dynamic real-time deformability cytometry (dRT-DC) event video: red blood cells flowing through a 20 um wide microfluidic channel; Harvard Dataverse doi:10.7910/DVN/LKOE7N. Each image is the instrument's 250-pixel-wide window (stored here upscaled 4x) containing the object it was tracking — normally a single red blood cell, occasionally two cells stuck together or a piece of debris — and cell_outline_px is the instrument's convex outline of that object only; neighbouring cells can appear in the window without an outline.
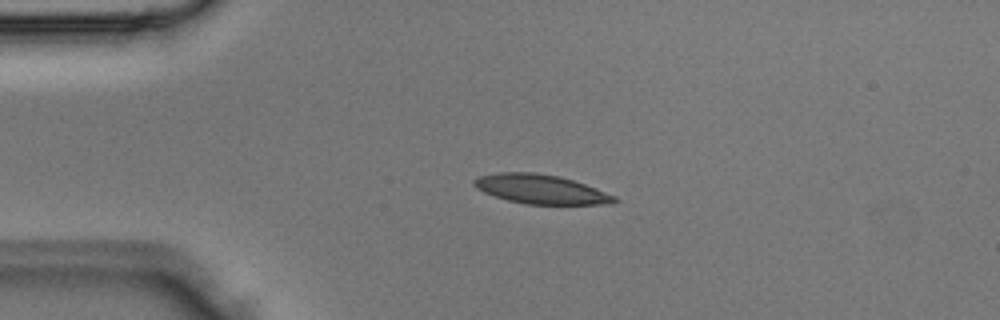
{"species": "Egyptian fruit bat (a non-hibernating species)", "species_latin": "Rousettus aegyptiacus", "temperature_condition": "room temperature", "stored_images_in_passage": 2, "camera_frame_rate_fps": 3000, "um_per_image_px": 0.085, "animal": {"sex": "male"}, "frame": {"image": 1, "passage_image": 2, "time_ms": 0.333, "image_size_px": [1000, 320], "cell_outline_px": [[620, 200], [616, 204], [524, 204], [508, 200], [484, 192], [476, 188], [472, 184], [472, 180], [480, 176], [500, 172], [532, 172], [560, 176], [596, 188], [616, 196]], "centroid_in_image_um": [46.0, 16.09], "position_along_channel_um": 39.0, "area_um2": 23.93}}